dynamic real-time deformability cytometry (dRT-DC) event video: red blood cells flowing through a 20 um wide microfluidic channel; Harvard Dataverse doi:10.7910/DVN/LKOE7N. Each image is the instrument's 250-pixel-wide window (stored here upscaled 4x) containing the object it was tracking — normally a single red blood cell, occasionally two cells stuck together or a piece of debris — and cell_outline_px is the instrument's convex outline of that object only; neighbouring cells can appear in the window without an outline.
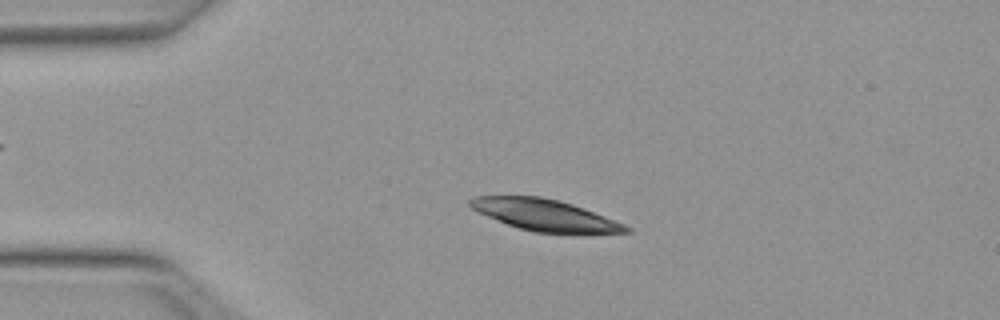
{"species": "Egyptian fruit bat (a non-hibernating species)", "species_latin": "Rousettus aegyptiacus", "temperature_condition": "warm", "stored_images_in_passage": 50, "camera_frame_rate_fps": 3000, "um_per_image_px": 0.085, "animal": {"sex": "female"}, "frame": {"image": 1, "passage_image": 11, "time_ms": 3.333, "image_size_px": [1000, 320], "cell_outline_px": [[632, 232], [584, 236], [532, 232], [508, 224], [488, 216], [472, 208], [468, 204], [468, 200], [472, 196], [540, 196], [560, 200], [584, 208], [624, 224], [632, 228]], "centroid_in_image_um": [46.44, 18.33], "position_along_channel_um": 38.6, "area_um2": 29.36}}
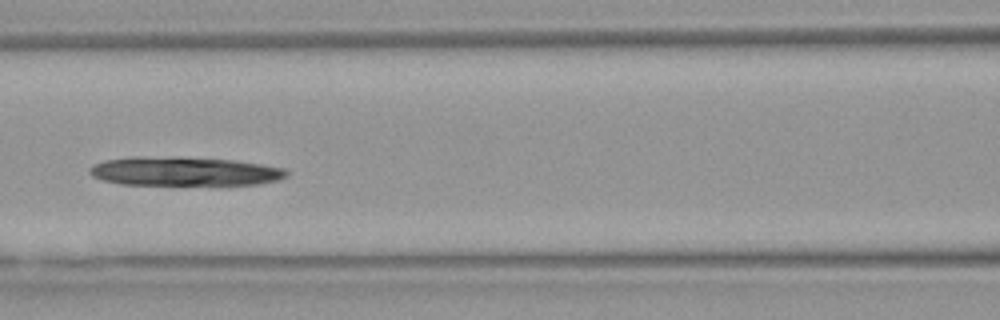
{"frame": {"image": 2, "passage_image": 22, "time_ms": 7.0, "image_size_px": [1000, 320], "cell_outline_px": [[288, 176], [280, 180], [256, 184], [120, 184], [104, 180], [92, 176], [88, 172], [88, 168], [92, 164], [104, 160], [132, 156], [176, 156], [232, 160], [260, 164], [284, 168], [288, 172]], "centroid_in_image_um": [15.62, 14.54], "position_along_channel_um": 151.0, "area_um2": 33.35}}
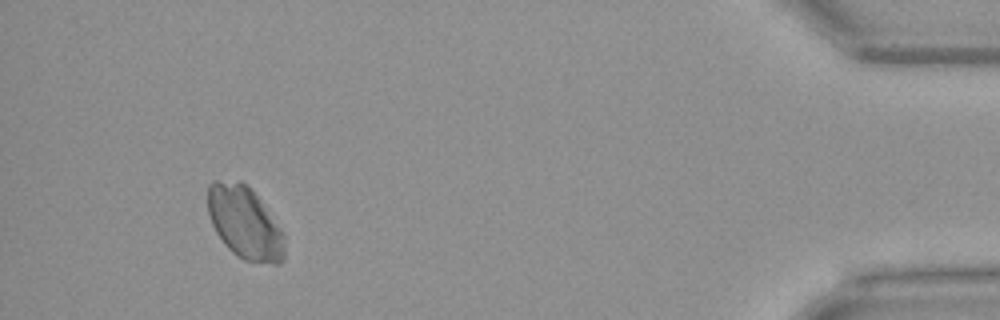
{"frame": {"image": 3, "passage_image": 47, "time_ms": 15.333, "image_size_px": [1000, 320], "cell_outline_px": [[284, 260], [280, 264], [272, 264], [244, 260], [236, 256], [224, 244], [216, 232], [212, 224], [208, 212], [208, 184], [212, 180], [240, 180], [248, 184], [252, 188], [284, 232]], "centroid_in_image_um": [20.81, 18.91], "position_along_channel_um": 414.4, "area_um2": 32.95}}